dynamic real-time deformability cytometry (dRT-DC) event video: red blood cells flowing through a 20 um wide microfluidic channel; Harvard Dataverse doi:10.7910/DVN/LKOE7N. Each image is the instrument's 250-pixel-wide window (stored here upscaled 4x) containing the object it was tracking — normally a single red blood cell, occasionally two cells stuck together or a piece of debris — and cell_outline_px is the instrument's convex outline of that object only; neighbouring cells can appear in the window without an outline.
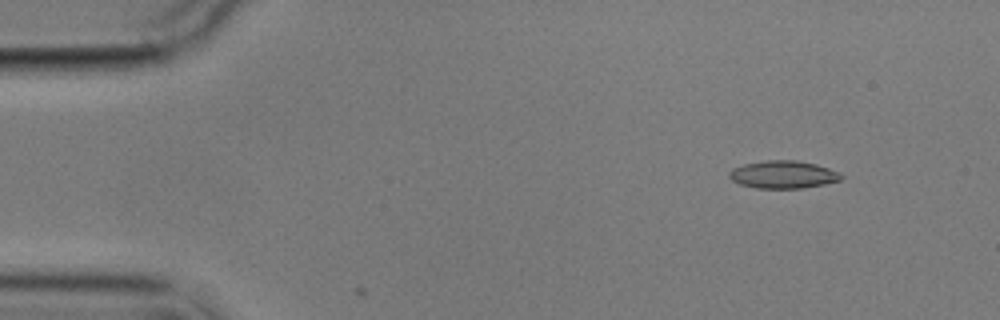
{"species": "common noctule bat (a hibernating species)", "species_latin": "Nyctalus noctula", "temperature_condition": "cold", "stored_images_in_passage": 5, "camera_frame_rate_fps": 3000, "um_per_image_px": 0.085, "animal": {"sex": "male", "body_mass_g": 17.9}, "frame": {"image": 1, "passage_image": 2, "time_ms": 1.0, "image_size_px": [1000, 320], "cell_outline_px": [[844, 176], [840, 180], [824, 184], [804, 188], [756, 188], [740, 184], [732, 180], [728, 176], [728, 172], [732, 168], [744, 164], [768, 160], [796, 160], [816, 164], [840, 172]], "centroid_in_image_um": [66.57, 14.83], "position_along_channel_um": 18.4, "area_um2": 18.09}}